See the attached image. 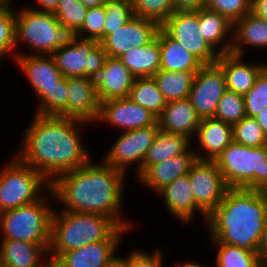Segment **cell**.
I'll use <instances>...</instances> for the list:
<instances>
[{
  "label": "cell",
  "instance_id": "obj_15",
  "mask_svg": "<svg viewBox=\"0 0 267 267\" xmlns=\"http://www.w3.org/2000/svg\"><path fill=\"white\" fill-rule=\"evenodd\" d=\"M96 122L107 126L109 124L125 132L152 126L157 122V117L127 97L100 102L95 124Z\"/></svg>",
  "mask_w": 267,
  "mask_h": 267
},
{
  "label": "cell",
  "instance_id": "obj_40",
  "mask_svg": "<svg viewBox=\"0 0 267 267\" xmlns=\"http://www.w3.org/2000/svg\"><path fill=\"white\" fill-rule=\"evenodd\" d=\"M104 38L121 28L134 16L131 0H107Z\"/></svg>",
  "mask_w": 267,
  "mask_h": 267
},
{
  "label": "cell",
  "instance_id": "obj_17",
  "mask_svg": "<svg viewBox=\"0 0 267 267\" xmlns=\"http://www.w3.org/2000/svg\"><path fill=\"white\" fill-rule=\"evenodd\" d=\"M157 194L163 197L167 211L178 222L190 224L198 213L206 223L208 214L196 203L188 174L176 178Z\"/></svg>",
  "mask_w": 267,
  "mask_h": 267
},
{
  "label": "cell",
  "instance_id": "obj_32",
  "mask_svg": "<svg viewBox=\"0 0 267 267\" xmlns=\"http://www.w3.org/2000/svg\"><path fill=\"white\" fill-rule=\"evenodd\" d=\"M128 98L156 117L162 113L167 104L153 77L135 78Z\"/></svg>",
  "mask_w": 267,
  "mask_h": 267
},
{
  "label": "cell",
  "instance_id": "obj_44",
  "mask_svg": "<svg viewBox=\"0 0 267 267\" xmlns=\"http://www.w3.org/2000/svg\"><path fill=\"white\" fill-rule=\"evenodd\" d=\"M163 253L160 248L154 249L152 253L141 249H133L128 256H119L118 260L124 267H164Z\"/></svg>",
  "mask_w": 267,
  "mask_h": 267
},
{
  "label": "cell",
  "instance_id": "obj_34",
  "mask_svg": "<svg viewBox=\"0 0 267 267\" xmlns=\"http://www.w3.org/2000/svg\"><path fill=\"white\" fill-rule=\"evenodd\" d=\"M217 247L216 267H264L257 251H247L226 243H211Z\"/></svg>",
  "mask_w": 267,
  "mask_h": 267
},
{
  "label": "cell",
  "instance_id": "obj_36",
  "mask_svg": "<svg viewBox=\"0 0 267 267\" xmlns=\"http://www.w3.org/2000/svg\"><path fill=\"white\" fill-rule=\"evenodd\" d=\"M87 10L79 0H59L53 14L62 26L74 35L82 27Z\"/></svg>",
  "mask_w": 267,
  "mask_h": 267
},
{
  "label": "cell",
  "instance_id": "obj_52",
  "mask_svg": "<svg viewBox=\"0 0 267 267\" xmlns=\"http://www.w3.org/2000/svg\"><path fill=\"white\" fill-rule=\"evenodd\" d=\"M14 0H0V6L13 7Z\"/></svg>",
  "mask_w": 267,
  "mask_h": 267
},
{
  "label": "cell",
  "instance_id": "obj_33",
  "mask_svg": "<svg viewBox=\"0 0 267 267\" xmlns=\"http://www.w3.org/2000/svg\"><path fill=\"white\" fill-rule=\"evenodd\" d=\"M68 78L62 77L36 103L33 114L67 117Z\"/></svg>",
  "mask_w": 267,
  "mask_h": 267
},
{
  "label": "cell",
  "instance_id": "obj_12",
  "mask_svg": "<svg viewBox=\"0 0 267 267\" xmlns=\"http://www.w3.org/2000/svg\"><path fill=\"white\" fill-rule=\"evenodd\" d=\"M189 181L196 203L209 215L229 189L214 160H199L191 165Z\"/></svg>",
  "mask_w": 267,
  "mask_h": 267
},
{
  "label": "cell",
  "instance_id": "obj_1",
  "mask_svg": "<svg viewBox=\"0 0 267 267\" xmlns=\"http://www.w3.org/2000/svg\"><path fill=\"white\" fill-rule=\"evenodd\" d=\"M32 118L15 156L50 183L60 174L82 167L93 159L82 132L83 125L88 126L89 122L36 114Z\"/></svg>",
  "mask_w": 267,
  "mask_h": 267
},
{
  "label": "cell",
  "instance_id": "obj_18",
  "mask_svg": "<svg viewBox=\"0 0 267 267\" xmlns=\"http://www.w3.org/2000/svg\"><path fill=\"white\" fill-rule=\"evenodd\" d=\"M14 63L27 78L37 101L63 77L51 55H18Z\"/></svg>",
  "mask_w": 267,
  "mask_h": 267
},
{
  "label": "cell",
  "instance_id": "obj_37",
  "mask_svg": "<svg viewBox=\"0 0 267 267\" xmlns=\"http://www.w3.org/2000/svg\"><path fill=\"white\" fill-rule=\"evenodd\" d=\"M15 34V9L0 6V63L6 55L10 56L12 61L18 56L19 51L15 49Z\"/></svg>",
  "mask_w": 267,
  "mask_h": 267
},
{
  "label": "cell",
  "instance_id": "obj_21",
  "mask_svg": "<svg viewBox=\"0 0 267 267\" xmlns=\"http://www.w3.org/2000/svg\"><path fill=\"white\" fill-rule=\"evenodd\" d=\"M96 91L100 102L127 98L135 77L119 58L108 57L103 69L95 77Z\"/></svg>",
  "mask_w": 267,
  "mask_h": 267
},
{
  "label": "cell",
  "instance_id": "obj_8",
  "mask_svg": "<svg viewBox=\"0 0 267 267\" xmlns=\"http://www.w3.org/2000/svg\"><path fill=\"white\" fill-rule=\"evenodd\" d=\"M51 183L15 155L0 168V213L39 200Z\"/></svg>",
  "mask_w": 267,
  "mask_h": 267
},
{
  "label": "cell",
  "instance_id": "obj_26",
  "mask_svg": "<svg viewBox=\"0 0 267 267\" xmlns=\"http://www.w3.org/2000/svg\"><path fill=\"white\" fill-rule=\"evenodd\" d=\"M267 48V20L248 13L233 22L230 53L244 56L246 47Z\"/></svg>",
  "mask_w": 267,
  "mask_h": 267
},
{
  "label": "cell",
  "instance_id": "obj_14",
  "mask_svg": "<svg viewBox=\"0 0 267 267\" xmlns=\"http://www.w3.org/2000/svg\"><path fill=\"white\" fill-rule=\"evenodd\" d=\"M129 229L119 226L107 239L64 252L55 262L60 267H110L118 259L116 251Z\"/></svg>",
  "mask_w": 267,
  "mask_h": 267
},
{
  "label": "cell",
  "instance_id": "obj_45",
  "mask_svg": "<svg viewBox=\"0 0 267 267\" xmlns=\"http://www.w3.org/2000/svg\"><path fill=\"white\" fill-rule=\"evenodd\" d=\"M174 11H197L205 8L206 0H172Z\"/></svg>",
  "mask_w": 267,
  "mask_h": 267
},
{
  "label": "cell",
  "instance_id": "obj_24",
  "mask_svg": "<svg viewBox=\"0 0 267 267\" xmlns=\"http://www.w3.org/2000/svg\"><path fill=\"white\" fill-rule=\"evenodd\" d=\"M243 56L232 53L219 55L216 63L226 79V89L244 96L254 86L256 77L265 68V63H246Z\"/></svg>",
  "mask_w": 267,
  "mask_h": 267
},
{
  "label": "cell",
  "instance_id": "obj_10",
  "mask_svg": "<svg viewBox=\"0 0 267 267\" xmlns=\"http://www.w3.org/2000/svg\"><path fill=\"white\" fill-rule=\"evenodd\" d=\"M159 130L156 122L146 128L121 132L101 160L125 174L133 165L136 168L135 177L138 179L141 176L143 160Z\"/></svg>",
  "mask_w": 267,
  "mask_h": 267
},
{
  "label": "cell",
  "instance_id": "obj_16",
  "mask_svg": "<svg viewBox=\"0 0 267 267\" xmlns=\"http://www.w3.org/2000/svg\"><path fill=\"white\" fill-rule=\"evenodd\" d=\"M159 28L155 21L133 16L126 25L107 35L100 44L108 56L119 58L131 47L138 48L150 43Z\"/></svg>",
  "mask_w": 267,
  "mask_h": 267
},
{
  "label": "cell",
  "instance_id": "obj_35",
  "mask_svg": "<svg viewBox=\"0 0 267 267\" xmlns=\"http://www.w3.org/2000/svg\"><path fill=\"white\" fill-rule=\"evenodd\" d=\"M232 133L235 143L252 148L267 146V137L254 117L245 116L232 126Z\"/></svg>",
  "mask_w": 267,
  "mask_h": 267
},
{
  "label": "cell",
  "instance_id": "obj_11",
  "mask_svg": "<svg viewBox=\"0 0 267 267\" xmlns=\"http://www.w3.org/2000/svg\"><path fill=\"white\" fill-rule=\"evenodd\" d=\"M172 39L204 65L216 63L219 54L205 41L197 11H175L161 26Z\"/></svg>",
  "mask_w": 267,
  "mask_h": 267
},
{
  "label": "cell",
  "instance_id": "obj_4",
  "mask_svg": "<svg viewBox=\"0 0 267 267\" xmlns=\"http://www.w3.org/2000/svg\"><path fill=\"white\" fill-rule=\"evenodd\" d=\"M54 208L48 257L56 261L64 252L107 239L119 225L96 213L68 212Z\"/></svg>",
  "mask_w": 267,
  "mask_h": 267
},
{
  "label": "cell",
  "instance_id": "obj_27",
  "mask_svg": "<svg viewBox=\"0 0 267 267\" xmlns=\"http://www.w3.org/2000/svg\"><path fill=\"white\" fill-rule=\"evenodd\" d=\"M198 23L208 45L219 55L230 53L233 23L227 17L203 8L198 10Z\"/></svg>",
  "mask_w": 267,
  "mask_h": 267
},
{
  "label": "cell",
  "instance_id": "obj_41",
  "mask_svg": "<svg viewBox=\"0 0 267 267\" xmlns=\"http://www.w3.org/2000/svg\"><path fill=\"white\" fill-rule=\"evenodd\" d=\"M246 116L255 117L267 107V70L256 77L253 88L244 95Z\"/></svg>",
  "mask_w": 267,
  "mask_h": 267
},
{
  "label": "cell",
  "instance_id": "obj_48",
  "mask_svg": "<svg viewBox=\"0 0 267 267\" xmlns=\"http://www.w3.org/2000/svg\"><path fill=\"white\" fill-rule=\"evenodd\" d=\"M37 1V6L33 7L28 5L29 7L33 8L34 10L37 11H44V12H54L58 6L59 0H36Z\"/></svg>",
  "mask_w": 267,
  "mask_h": 267
},
{
  "label": "cell",
  "instance_id": "obj_6",
  "mask_svg": "<svg viewBox=\"0 0 267 267\" xmlns=\"http://www.w3.org/2000/svg\"><path fill=\"white\" fill-rule=\"evenodd\" d=\"M15 30L16 49L22 43L31 50L20 51L18 55H51L72 36L52 12L37 11L26 5L15 10Z\"/></svg>",
  "mask_w": 267,
  "mask_h": 267
},
{
  "label": "cell",
  "instance_id": "obj_7",
  "mask_svg": "<svg viewBox=\"0 0 267 267\" xmlns=\"http://www.w3.org/2000/svg\"><path fill=\"white\" fill-rule=\"evenodd\" d=\"M46 193L33 203L0 213L2 239L50 244L51 220L55 208L51 204L55 202V197L51 188Z\"/></svg>",
  "mask_w": 267,
  "mask_h": 267
},
{
  "label": "cell",
  "instance_id": "obj_3",
  "mask_svg": "<svg viewBox=\"0 0 267 267\" xmlns=\"http://www.w3.org/2000/svg\"><path fill=\"white\" fill-rule=\"evenodd\" d=\"M266 218V192L229 188L205 223L208 226L209 242L257 251Z\"/></svg>",
  "mask_w": 267,
  "mask_h": 267
},
{
  "label": "cell",
  "instance_id": "obj_25",
  "mask_svg": "<svg viewBox=\"0 0 267 267\" xmlns=\"http://www.w3.org/2000/svg\"><path fill=\"white\" fill-rule=\"evenodd\" d=\"M49 244L0 239V263L5 267H42L48 260Z\"/></svg>",
  "mask_w": 267,
  "mask_h": 267
},
{
  "label": "cell",
  "instance_id": "obj_20",
  "mask_svg": "<svg viewBox=\"0 0 267 267\" xmlns=\"http://www.w3.org/2000/svg\"><path fill=\"white\" fill-rule=\"evenodd\" d=\"M196 159V154L191 146L183 154L151 165L138 178V182L157 194L176 178L187 175Z\"/></svg>",
  "mask_w": 267,
  "mask_h": 267
},
{
  "label": "cell",
  "instance_id": "obj_31",
  "mask_svg": "<svg viewBox=\"0 0 267 267\" xmlns=\"http://www.w3.org/2000/svg\"><path fill=\"white\" fill-rule=\"evenodd\" d=\"M196 72L159 70L153 79L167 102L189 98Z\"/></svg>",
  "mask_w": 267,
  "mask_h": 267
},
{
  "label": "cell",
  "instance_id": "obj_22",
  "mask_svg": "<svg viewBox=\"0 0 267 267\" xmlns=\"http://www.w3.org/2000/svg\"><path fill=\"white\" fill-rule=\"evenodd\" d=\"M194 140L199 144L197 151L194 150L197 159L215 160L233 141L232 126L215 118L201 119L192 145Z\"/></svg>",
  "mask_w": 267,
  "mask_h": 267
},
{
  "label": "cell",
  "instance_id": "obj_49",
  "mask_svg": "<svg viewBox=\"0 0 267 267\" xmlns=\"http://www.w3.org/2000/svg\"><path fill=\"white\" fill-rule=\"evenodd\" d=\"M257 122L261 125L264 134L267 137V107L263 109L259 114L254 117Z\"/></svg>",
  "mask_w": 267,
  "mask_h": 267
},
{
  "label": "cell",
  "instance_id": "obj_19",
  "mask_svg": "<svg viewBox=\"0 0 267 267\" xmlns=\"http://www.w3.org/2000/svg\"><path fill=\"white\" fill-rule=\"evenodd\" d=\"M68 92L67 117L93 125L100 109L95 80L90 77H69Z\"/></svg>",
  "mask_w": 267,
  "mask_h": 267
},
{
  "label": "cell",
  "instance_id": "obj_47",
  "mask_svg": "<svg viewBox=\"0 0 267 267\" xmlns=\"http://www.w3.org/2000/svg\"><path fill=\"white\" fill-rule=\"evenodd\" d=\"M251 13L267 20V0H251Z\"/></svg>",
  "mask_w": 267,
  "mask_h": 267
},
{
  "label": "cell",
  "instance_id": "obj_43",
  "mask_svg": "<svg viewBox=\"0 0 267 267\" xmlns=\"http://www.w3.org/2000/svg\"><path fill=\"white\" fill-rule=\"evenodd\" d=\"M205 8L218 12L233 23L251 12V0H206Z\"/></svg>",
  "mask_w": 267,
  "mask_h": 267
},
{
  "label": "cell",
  "instance_id": "obj_13",
  "mask_svg": "<svg viewBox=\"0 0 267 267\" xmlns=\"http://www.w3.org/2000/svg\"><path fill=\"white\" fill-rule=\"evenodd\" d=\"M226 90L225 75L217 63L204 65L195 73L189 99L201 119L214 118Z\"/></svg>",
  "mask_w": 267,
  "mask_h": 267
},
{
  "label": "cell",
  "instance_id": "obj_42",
  "mask_svg": "<svg viewBox=\"0 0 267 267\" xmlns=\"http://www.w3.org/2000/svg\"><path fill=\"white\" fill-rule=\"evenodd\" d=\"M105 18V6L88 8L82 27L74 35L101 42L104 39Z\"/></svg>",
  "mask_w": 267,
  "mask_h": 267
},
{
  "label": "cell",
  "instance_id": "obj_30",
  "mask_svg": "<svg viewBox=\"0 0 267 267\" xmlns=\"http://www.w3.org/2000/svg\"><path fill=\"white\" fill-rule=\"evenodd\" d=\"M191 145L192 141L184 135L171 134L159 130L143 160L141 175L151 165L185 153Z\"/></svg>",
  "mask_w": 267,
  "mask_h": 267
},
{
  "label": "cell",
  "instance_id": "obj_38",
  "mask_svg": "<svg viewBox=\"0 0 267 267\" xmlns=\"http://www.w3.org/2000/svg\"><path fill=\"white\" fill-rule=\"evenodd\" d=\"M245 116L244 96L226 90L218 102L214 118L233 126Z\"/></svg>",
  "mask_w": 267,
  "mask_h": 267
},
{
  "label": "cell",
  "instance_id": "obj_46",
  "mask_svg": "<svg viewBox=\"0 0 267 267\" xmlns=\"http://www.w3.org/2000/svg\"><path fill=\"white\" fill-rule=\"evenodd\" d=\"M260 262L264 267H267V218L265 220L264 229L261 240L257 249Z\"/></svg>",
  "mask_w": 267,
  "mask_h": 267
},
{
  "label": "cell",
  "instance_id": "obj_9",
  "mask_svg": "<svg viewBox=\"0 0 267 267\" xmlns=\"http://www.w3.org/2000/svg\"><path fill=\"white\" fill-rule=\"evenodd\" d=\"M51 56L64 77L93 79L103 69L109 57L99 41L75 35H72L70 40L54 51Z\"/></svg>",
  "mask_w": 267,
  "mask_h": 267
},
{
  "label": "cell",
  "instance_id": "obj_51",
  "mask_svg": "<svg viewBox=\"0 0 267 267\" xmlns=\"http://www.w3.org/2000/svg\"><path fill=\"white\" fill-rule=\"evenodd\" d=\"M175 265H176V267H207L203 264H199V262L196 263V261H195V263L193 261H190V262L186 261V262H181V263L177 262V263H175Z\"/></svg>",
  "mask_w": 267,
  "mask_h": 267
},
{
  "label": "cell",
  "instance_id": "obj_39",
  "mask_svg": "<svg viewBox=\"0 0 267 267\" xmlns=\"http://www.w3.org/2000/svg\"><path fill=\"white\" fill-rule=\"evenodd\" d=\"M136 17L155 21L161 26L175 11L172 0H131Z\"/></svg>",
  "mask_w": 267,
  "mask_h": 267
},
{
  "label": "cell",
  "instance_id": "obj_23",
  "mask_svg": "<svg viewBox=\"0 0 267 267\" xmlns=\"http://www.w3.org/2000/svg\"><path fill=\"white\" fill-rule=\"evenodd\" d=\"M159 129L166 133L179 134L193 140L201 122L189 98L167 102L157 117Z\"/></svg>",
  "mask_w": 267,
  "mask_h": 267
},
{
  "label": "cell",
  "instance_id": "obj_28",
  "mask_svg": "<svg viewBox=\"0 0 267 267\" xmlns=\"http://www.w3.org/2000/svg\"><path fill=\"white\" fill-rule=\"evenodd\" d=\"M160 70L197 72L204 64L159 28Z\"/></svg>",
  "mask_w": 267,
  "mask_h": 267
},
{
  "label": "cell",
  "instance_id": "obj_29",
  "mask_svg": "<svg viewBox=\"0 0 267 267\" xmlns=\"http://www.w3.org/2000/svg\"><path fill=\"white\" fill-rule=\"evenodd\" d=\"M135 78L152 77L160 70L159 30L147 45L133 48L119 57Z\"/></svg>",
  "mask_w": 267,
  "mask_h": 267
},
{
  "label": "cell",
  "instance_id": "obj_5",
  "mask_svg": "<svg viewBox=\"0 0 267 267\" xmlns=\"http://www.w3.org/2000/svg\"><path fill=\"white\" fill-rule=\"evenodd\" d=\"M214 161L228 188L267 189V146L252 148L232 141Z\"/></svg>",
  "mask_w": 267,
  "mask_h": 267
},
{
  "label": "cell",
  "instance_id": "obj_2",
  "mask_svg": "<svg viewBox=\"0 0 267 267\" xmlns=\"http://www.w3.org/2000/svg\"><path fill=\"white\" fill-rule=\"evenodd\" d=\"M97 163V164H96ZM90 160L51 182L55 202L68 212L96 213L112 218L120 227L133 228V221L122 211L127 174L106 164Z\"/></svg>",
  "mask_w": 267,
  "mask_h": 267
},
{
  "label": "cell",
  "instance_id": "obj_50",
  "mask_svg": "<svg viewBox=\"0 0 267 267\" xmlns=\"http://www.w3.org/2000/svg\"><path fill=\"white\" fill-rule=\"evenodd\" d=\"M87 8L104 6L107 0H79Z\"/></svg>",
  "mask_w": 267,
  "mask_h": 267
},
{
  "label": "cell",
  "instance_id": "obj_54",
  "mask_svg": "<svg viewBox=\"0 0 267 267\" xmlns=\"http://www.w3.org/2000/svg\"><path fill=\"white\" fill-rule=\"evenodd\" d=\"M110 267H124V265L117 259Z\"/></svg>",
  "mask_w": 267,
  "mask_h": 267
},
{
  "label": "cell",
  "instance_id": "obj_53",
  "mask_svg": "<svg viewBox=\"0 0 267 267\" xmlns=\"http://www.w3.org/2000/svg\"><path fill=\"white\" fill-rule=\"evenodd\" d=\"M42 267H60L55 261L48 260Z\"/></svg>",
  "mask_w": 267,
  "mask_h": 267
}]
</instances>
